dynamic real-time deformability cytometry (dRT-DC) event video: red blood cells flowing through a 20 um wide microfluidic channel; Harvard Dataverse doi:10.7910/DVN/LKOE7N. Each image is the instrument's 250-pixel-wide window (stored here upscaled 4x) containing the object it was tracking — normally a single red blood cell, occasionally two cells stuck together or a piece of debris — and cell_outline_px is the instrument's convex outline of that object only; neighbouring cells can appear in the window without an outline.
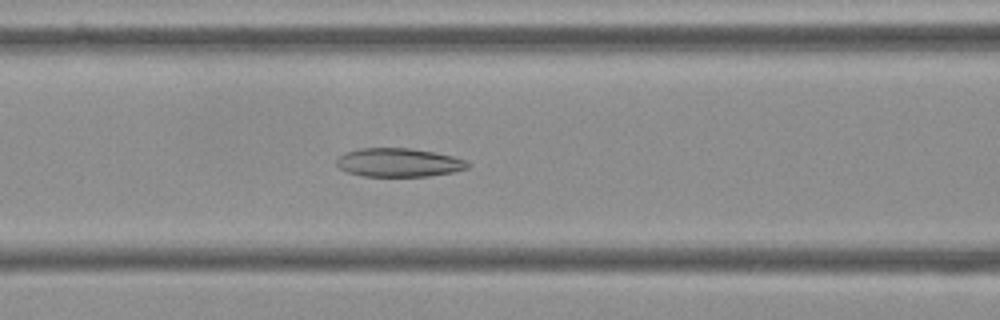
{"species": "Egyptian fruit bat (a non-hibernating species)", "species_latin": "Rousettus aegyptiacus", "temperature_condition": "cold", "stored_images_in_passage": 56, "camera_frame_rate_fps": 3000, "um_per_image_px": 0.085, "frame": {"image": 1, "passage_image": 23, "time_ms": 7.333, "image_size_px": [1000, 320], "cell_outline_px": [[472, 164], [468, 168], [452, 172], [428, 176], [364, 176], [348, 172], [340, 168], [336, 164], [336, 160], [344, 152], [360, 148], [412, 148], [452, 156], [468, 160]], "centroid_in_image_um": [33.91, 13.81], "position_along_channel_um": 132.7, "area_um2": 21.91}}
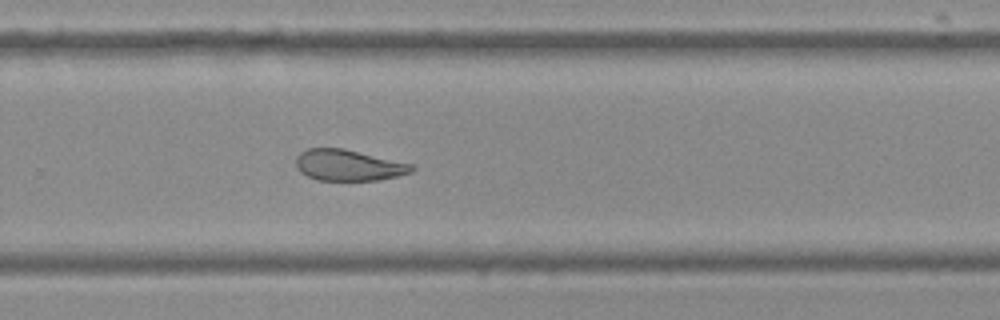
{"frame": {"image": 2, "passage_image": 37, "time_ms": 12.0, "image_size_px": [1000, 320], "cell_outline_px": [[416, 168], [412, 172], [396, 176], [376, 180], [316, 180], [300, 172], [296, 168], [296, 156], [300, 152], [308, 148], [344, 148], [412, 164]], "centroid_in_image_um": [29.59, 14.04], "position_along_channel_um": 300.2, "area_um2": 20.98}}
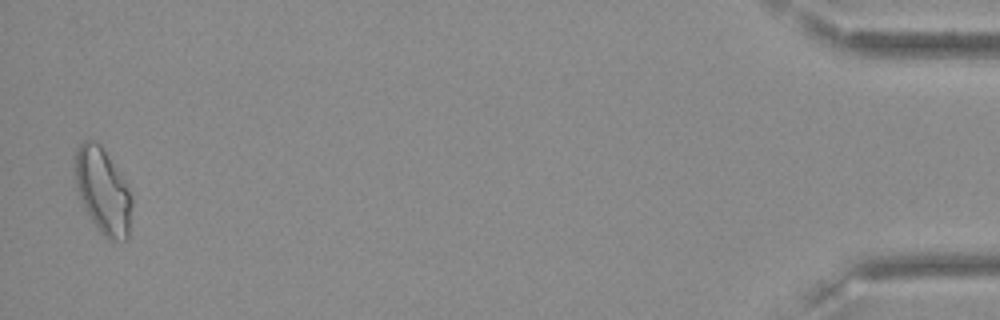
{"frame": {"image": 3, "passage_image": 55, "time_ms": 18.0, "image_size_px": [1000, 320], "cell_outline_px": [[132, 204], [128, 236], [124, 240], [108, 240], [100, 232], [92, 220], [80, 200], [76, 188], [72, 172], [72, 156], [76, 148], [84, 140], [96, 140], [100, 144], [124, 180], [132, 196]], "centroid_in_image_um": [8.68, 16.18], "position_along_channel_um": 426.5, "area_um2": 28.78}, "authors_computed_cell_mechanics": {"area_um2": 23.4957, "velocity_mm_per_s": 3.5903, "shape_relaxation_time_tau1_ms": null, "shape_relaxation_time_tau2_ms": 4.5715, "deformation_change_tau1": null, "deformation_change_tau2": 0.111}}